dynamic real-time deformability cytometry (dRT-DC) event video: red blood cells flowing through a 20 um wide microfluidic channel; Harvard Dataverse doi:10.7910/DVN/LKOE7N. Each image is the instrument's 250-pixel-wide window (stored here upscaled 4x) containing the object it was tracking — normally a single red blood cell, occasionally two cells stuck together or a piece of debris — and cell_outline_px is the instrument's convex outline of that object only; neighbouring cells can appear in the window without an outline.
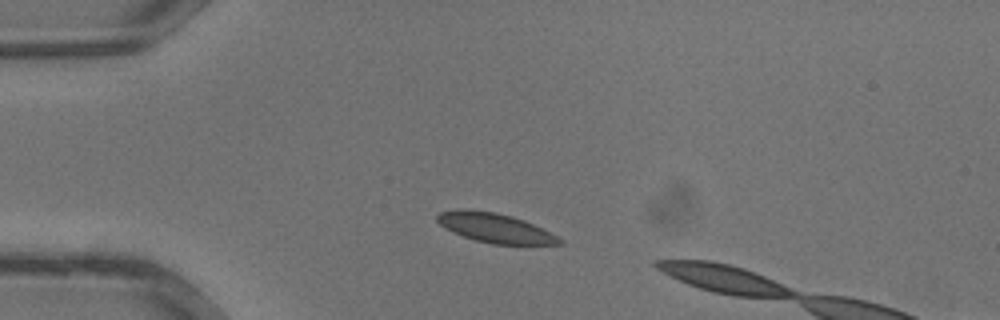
{"species": "common noctule bat (a hibernating species)", "species_latin": "Nyctalus noctula", "temperature_condition": "warm", "stored_images_in_passage": 3, "camera_frame_rate_fps": 3000, "um_per_image_px": 0.085, "animal": {"sex": "male", "body_mass_g": 13.3}, "frame": {"image": 1, "passage_image": 1, "time_ms": 0.0, "image_size_px": [1000, 320], "cell_outline_px": [[564, 240], [560, 244], [492, 244], [476, 240], [464, 236], [440, 224], [436, 220], [436, 216], [440, 212], [496, 212], [512, 216], [524, 220]], "centroid_in_image_um": [42.16, 19.41], "position_along_channel_um": 42.8, "area_um2": 19.71}}